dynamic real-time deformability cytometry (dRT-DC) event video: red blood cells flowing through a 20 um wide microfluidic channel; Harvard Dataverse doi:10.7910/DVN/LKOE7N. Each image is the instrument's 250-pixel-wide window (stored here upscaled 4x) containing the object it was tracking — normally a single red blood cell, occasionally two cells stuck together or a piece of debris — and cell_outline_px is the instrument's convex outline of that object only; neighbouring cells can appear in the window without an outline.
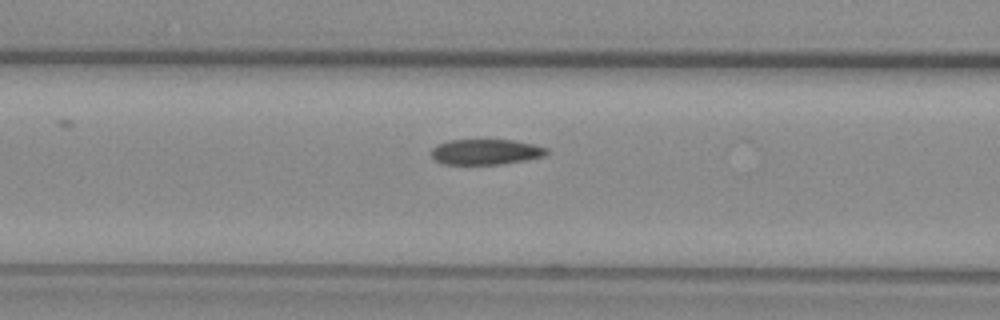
{"species": "common noctule bat (a hibernating species)", "species_latin": "Nyctalus noctula", "temperature_condition": "warm", "stored_images_in_passage": 45, "camera_frame_rate_fps": 3000, "um_per_image_px": 0.085, "animal": {"sex": "female", "body_mass_g": 29.2, "forearm_length_mm": 56.3}, "frame": {"image": 1, "passage_image": 22, "time_ms": 7.0, "image_size_px": [1000, 320], "cell_outline_px": [[548, 152], [544, 156], [524, 160], [500, 164], [444, 164], [432, 160], [432, 148], [436, 144], [448, 140], [512, 140], [532, 144], [548, 148]], "centroid_in_image_um": [41.24, 12.91], "position_along_channel_um": 125.4, "area_um2": 17.11}}
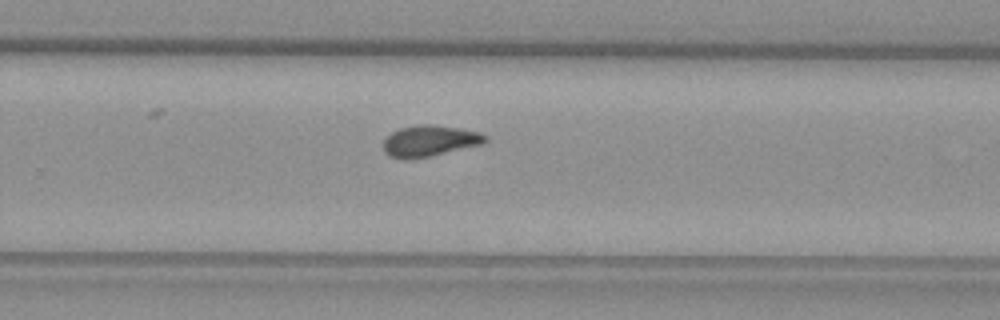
{"frame": {"image": 2, "passage_image": 35, "time_ms": 11.333, "image_size_px": [1000, 320], "cell_outline_px": [[488, 140], [484, 144], [432, 156], [412, 160], [400, 160], [388, 156], [384, 152], [384, 140], [392, 132], [400, 128], [420, 124], [432, 124], [480, 132], [488, 136]], "centroid_in_image_um": [36.52, 12.0], "position_along_channel_um": 293.3, "area_um2": 18.84}}
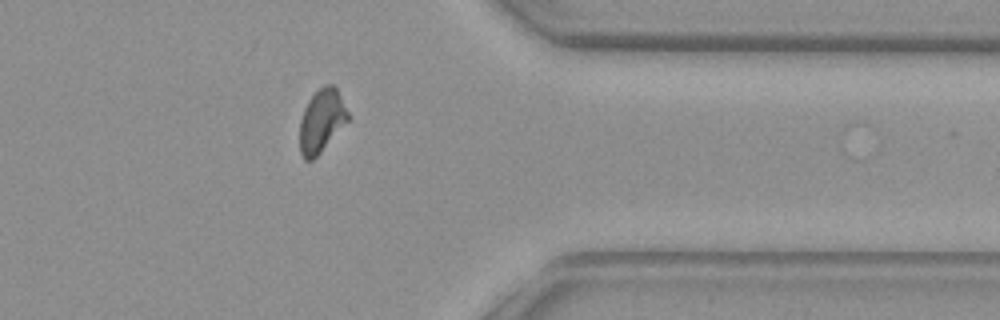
{"frame": {"image": 3, "passage_image": 43, "time_ms": 14.0, "image_size_px": [1000, 320], "cell_outline_px": [[348, 120], [320, 152], [312, 160], [304, 160], [300, 152], [300, 120], [304, 108], [308, 100], [324, 84], [332, 84], [336, 88], [348, 112]], "centroid_in_image_um": [27.31, 10.26], "position_along_channel_um": 384.1, "area_um2": 17.34}}